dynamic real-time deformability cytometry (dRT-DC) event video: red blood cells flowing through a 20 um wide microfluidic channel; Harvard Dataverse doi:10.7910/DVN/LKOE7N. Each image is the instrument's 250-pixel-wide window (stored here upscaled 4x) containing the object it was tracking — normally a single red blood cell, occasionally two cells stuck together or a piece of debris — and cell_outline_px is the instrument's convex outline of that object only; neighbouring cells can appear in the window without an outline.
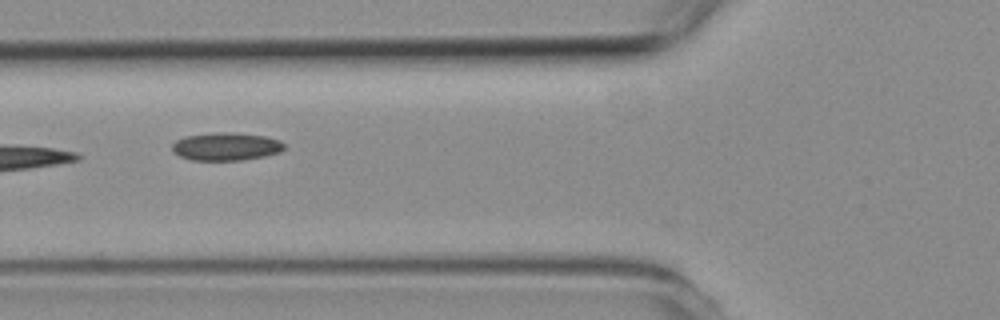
{"species": "common noctule bat (a hibernating species)", "species_latin": "Nyctalus noctula", "temperature_condition": "room temperature", "stored_images_in_passage": 5, "camera_frame_rate_fps": 3000, "um_per_image_px": 0.085, "animal": {"sex": "female", "body_mass_g": 19.3, "forearm_length_mm": 54.1}, "frame": {"image": 1, "passage_image": 2, "time_ms": 1.333, "image_size_px": [1000, 320], "cell_outline_px": [[284, 148], [280, 152], [264, 156], [240, 160], [192, 160], [180, 156], [172, 152], [172, 144], [176, 140], [184, 136], [216, 132], [232, 132], [264, 136], [280, 140], [284, 144]], "centroid_in_image_um": [19.19, 12.45], "position_along_channel_um": 106.6, "area_um2": 18.26}}
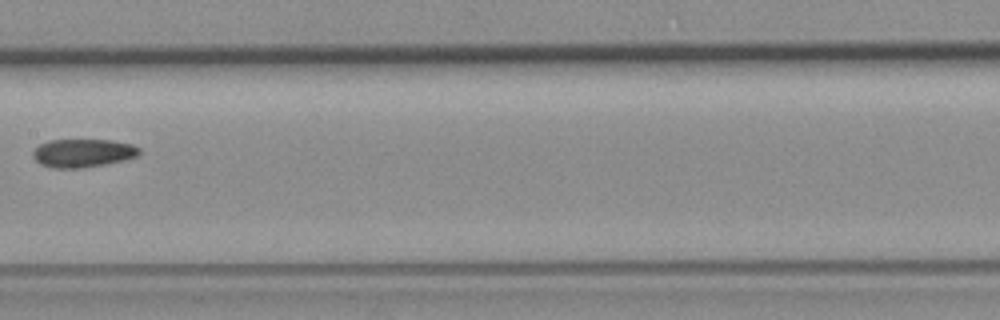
{"frame": {"image": 2, "passage_image": 4, "time_ms": 3.667, "image_size_px": [1000, 320], "cell_outline_px": [[140, 152], [136, 156], [124, 160], [104, 164], [80, 168], [52, 168], [40, 164], [32, 156], [32, 152], [40, 144], [48, 140], [112, 140], [132, 144], [140, 148]], "centroid_in_image_um": [7.03, 13.0], "position_along_channel_um": 200.4, "area_um2": 17.51}}
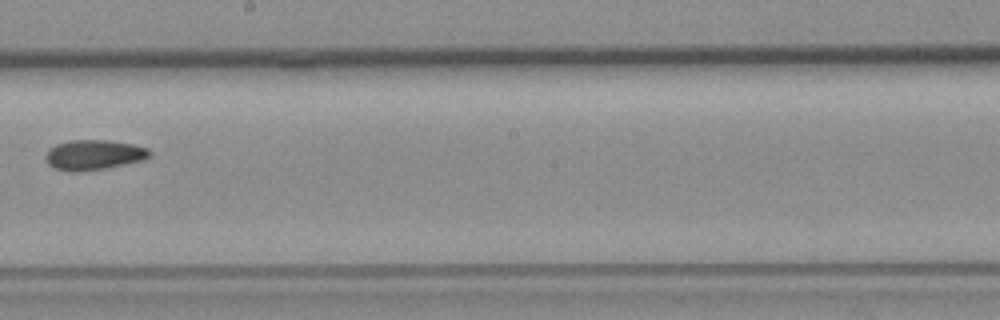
{"frame": {"image": 3, "passage_image": 5, "time_ms": 4.667, "image_size_px": [1000, 320], "cell_outline_px": [[152, 156], [144, 160], [104, 168], [80, 172], [68, 172], [56, 168], [48, 164], [44, 156], [48, 148], [56, 144], [72, 140], [108, 140], [132, 144], [148, 148], [152, 152]], "centroid_in_image_um": [7.97, 13.16], "position_along_channel_um": 240.2, "area_um2": 18.38}}